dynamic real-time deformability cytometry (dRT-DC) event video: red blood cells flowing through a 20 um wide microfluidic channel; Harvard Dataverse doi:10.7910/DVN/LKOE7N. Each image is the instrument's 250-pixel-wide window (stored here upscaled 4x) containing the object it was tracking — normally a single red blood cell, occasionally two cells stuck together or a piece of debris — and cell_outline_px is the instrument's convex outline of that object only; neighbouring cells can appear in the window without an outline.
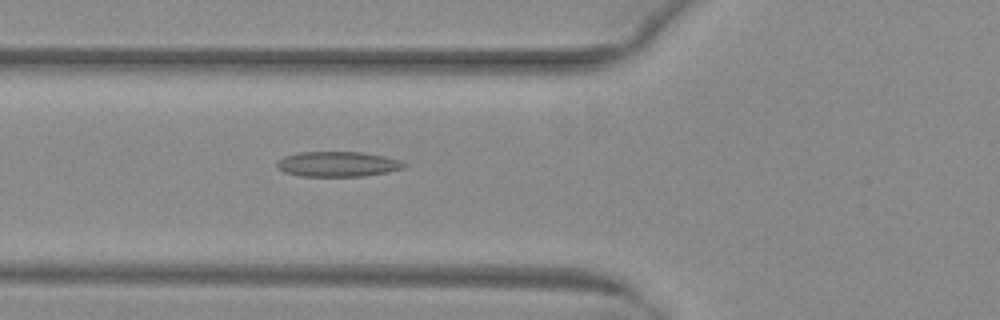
{"species": "common noctule bat (a hibernating species)", "species_latin": "Nyctalus noctula", "temperature_condition": "warm", "stored_images_in_passage": 7, "camera_frame_rate_fps": 3000, "um_per_image_px": 0.085, "animal": {"sex": "female", "body_mass_g": 29.2, "forearm_length_mm": 56.3}, "frame": {"image": 1, "passage_image": 3, "time_ms": 0.667, "image_size_px": [1000, 320], "cell_outline_px": [[404, 168], [388, 172], [364, 176], [300, 176], [284, 172], [276, 168], [276, 160], [284, 156], [300, 152], [360, 152], [384, 156], [396, 160], [404, 164]], "centroid_in_image_um": [28.62, 13.95], "position_along_channel_um": 97.2, "area_um2": 18.55}}
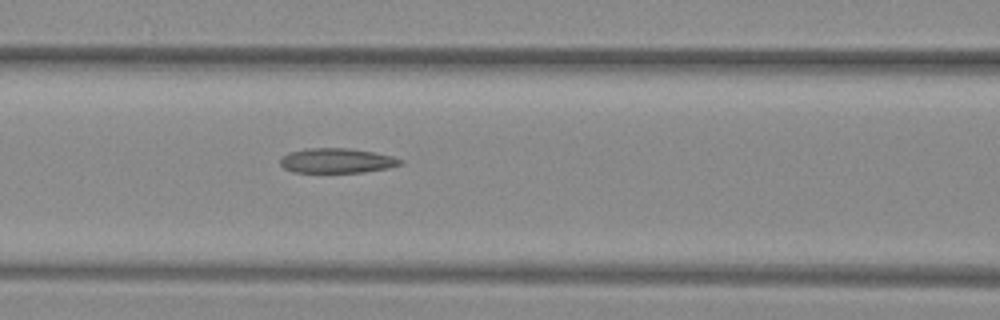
{"frame": {"image": 2, "passage_image": 6, "time_ms": 1.667, "image_size_px": [1000, 320], "cell_outline_px": [[404, 164], [388, 168], [364, 172], [292, 172], [284, 168], [280, 164], [280, 160], [288, 152], [304, 148], [348, 148], [372, 152], [392, 156], [404, 160]], "centroid_in_image_um": [28.64, 13.65], "position_along_channel_um": 138.0, "area_um2": 17.4}}